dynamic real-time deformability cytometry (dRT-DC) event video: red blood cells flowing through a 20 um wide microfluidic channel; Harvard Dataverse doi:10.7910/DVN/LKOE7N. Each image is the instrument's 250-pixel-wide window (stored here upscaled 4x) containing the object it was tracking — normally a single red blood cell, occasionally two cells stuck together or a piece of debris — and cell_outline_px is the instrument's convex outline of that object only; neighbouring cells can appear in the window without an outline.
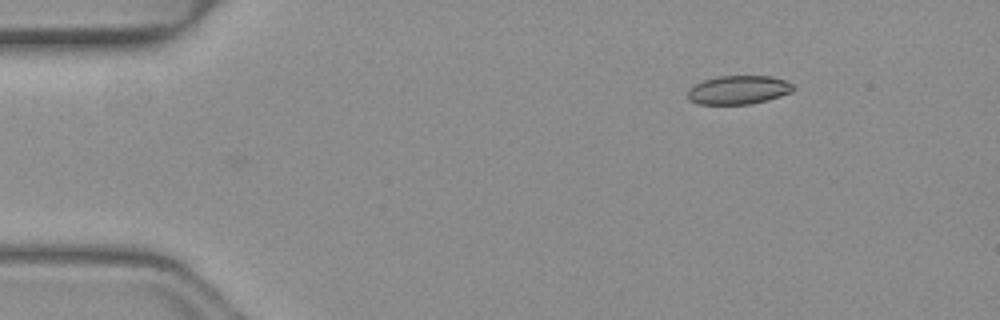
{"species": "common noctule bat (a hibernating species)", "species_latin": "Nyctalus noctula", "temperature_condition": "warm", "stored_images_in_passage": 3, "camera_frame_rate_fps": 3000, "um_per_image_px": 0.085, "animal": {"sex": "female", "body_mass_g": 19.3, "forearm_length_mm": 54.1}, "frame": {"image": 1, "passage_image": 3, "time_ms": 0.667, "image_size_px": [1000, 320], "cell_outline_px": [[796, 88], [792, 92], [780, 96], [748, 104], [700, 104], [688, 100], [688, 92], [696, 84], [704, 80], [720, 76], [772, 76], [784, 80], [792, 84]], "centroid_in_image_um": [62.79, 7.64], "position_along_channel_um": 22.2, "area_um2": 17.4}}